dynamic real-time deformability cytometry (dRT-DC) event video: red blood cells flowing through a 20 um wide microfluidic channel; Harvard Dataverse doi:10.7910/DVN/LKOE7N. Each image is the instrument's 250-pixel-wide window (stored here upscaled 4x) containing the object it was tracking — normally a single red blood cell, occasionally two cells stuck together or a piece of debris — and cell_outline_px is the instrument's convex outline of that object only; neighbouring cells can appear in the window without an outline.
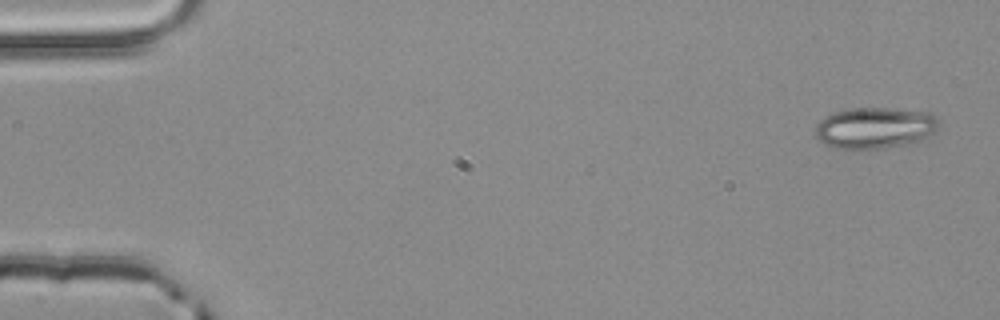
{"species": "common noctule bat (a hibernating species)", "species_latin": "Nyctalus noctula", "temperature_condition": "room temperature", "stored_images_in_passage": 5, "camera_frame_rate_fps": 3000, "um_per_image_px": 0.085, "animal": {"sex": "male", "body_mass_g": 20.4}, "frame": {"image": 1, "passage_image": 1, "time_ms": 0.0, "image_size_px": [1000, 320], "cell_outline_px": [[940, 124], [936, 132], [920, 140], [904, 144], [880, 148], [836, 148], [824, 144], [816, 136], [816, 124], [824, 116], [832, 112], [852, 108], [888, 108], [928, 112], [936, 116], [940, 120]], "centroid_in_image_um": [74.38, 10.85], "position_along_channel_um": 10.6, "area_um2": 29.65}}
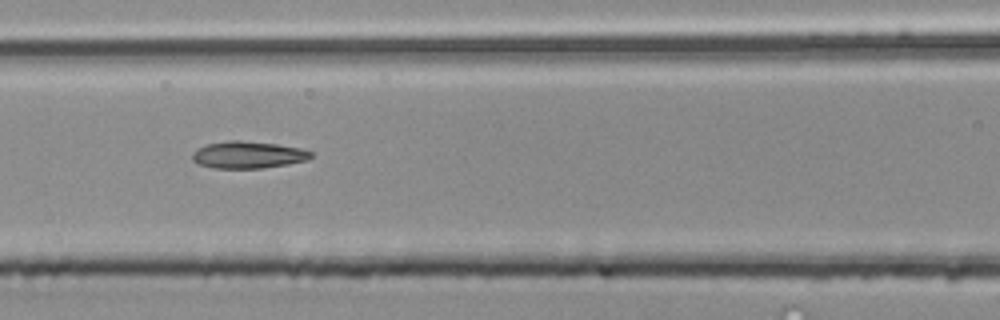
{"frame": {"image": 2, "passage_image": 5, "time_ms": 1.333, "image_size_px": [1000, 320], "cell_outline_px": [[312, 156], [308, 160], [288, 164], [264, 168], [212, 168], [200, 164], [192, 160], [192, 152], [196, 148], [208, 144], [232, 140], [240, 140], [276, 144], [300, 148], [312, 152]], "centroid_in_image_um": [21.07, 13.16], "position_along_channel_um": 145.5, "area_um2": 18.67}}